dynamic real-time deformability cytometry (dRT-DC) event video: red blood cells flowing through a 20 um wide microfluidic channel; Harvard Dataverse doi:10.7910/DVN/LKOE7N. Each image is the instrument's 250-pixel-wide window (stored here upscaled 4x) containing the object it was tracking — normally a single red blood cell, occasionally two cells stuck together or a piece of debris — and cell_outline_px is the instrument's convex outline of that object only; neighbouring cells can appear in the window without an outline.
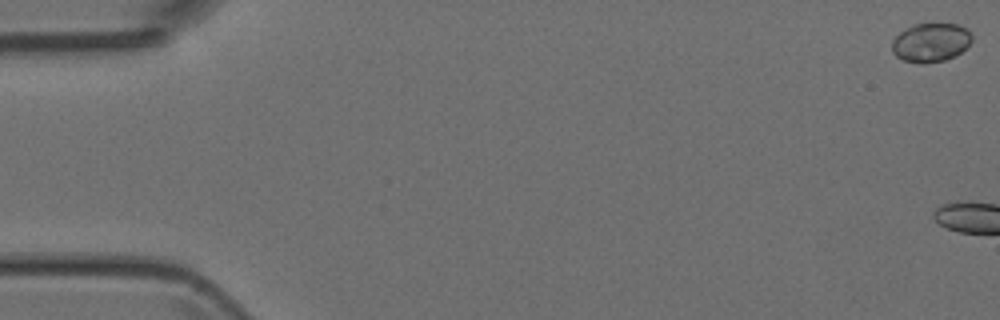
{"species": "Egyptian fruit bat (a non-hibernating species)", "species_latin": "Rousettus aegyptiacus", "temperature_condition": "room temperature", "stored_images_in_passage": 7, "camera_frame_rate_fps": 3000, "um_per_image_px": 0.085, "animal": {"sex": "female"}, "frame": {"image": 1, "passage_image": 1, "time_ms": 0.0, "image_size_px": [1000, 320], "cell_outline_px": [[972, 40], [956, 56], [944, 60], [924, 64], [920, 64], [904, 60], [896, 56], [892, 52], [892, 40], [900, 32], [912, 24], [960, 24], [968, 28], [972, 36]], "centroid_in_image_um": [79.11, 3.61], "position_along_channel_um": 5.9, "area_um2": 18.21}}